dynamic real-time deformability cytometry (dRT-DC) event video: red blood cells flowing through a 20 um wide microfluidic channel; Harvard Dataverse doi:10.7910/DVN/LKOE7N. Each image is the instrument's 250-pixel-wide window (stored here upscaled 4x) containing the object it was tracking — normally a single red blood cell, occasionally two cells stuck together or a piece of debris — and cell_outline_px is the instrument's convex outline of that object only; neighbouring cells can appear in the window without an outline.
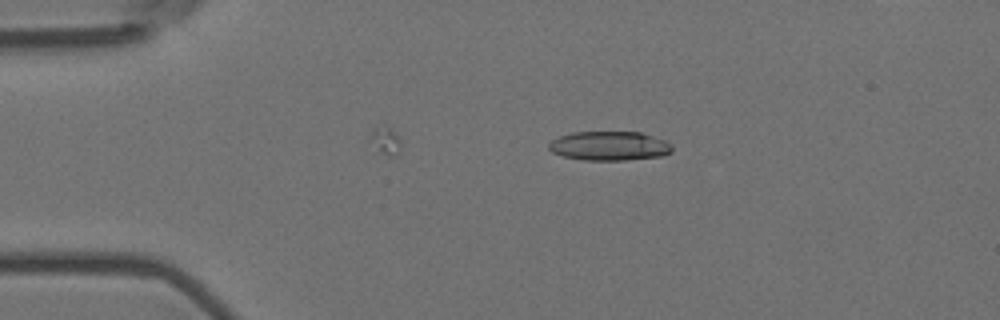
{"species": "Egyptian fruit bat (a non-hibernating species)", "species_latin": "Rousettus aegyptiacus", "temperature_condition": "room temperature", "stored_images_in_passage": 5, "camera_frame_rate_fps": 3000, "um_per_image_px": 0.085, "animal": {"sex": "female"}, "frame": {"image": 1, "passage_image": 3, "time_ms": 0.667, "image_size_px": [1000, 320], "cell_outline_px": [[672, 152], [664, 156], [624, 160], [584, 160], [564, 156], [552, 152], [548, 148], [548, 144], [552, 140], [560, 136], [572, 132], [640, 132], [664, 140], [672, 144]], "centroid_in_image_um": [51.81, 12.4], "position_along_channel_um": 33.2, "area_um2": 20.98}}
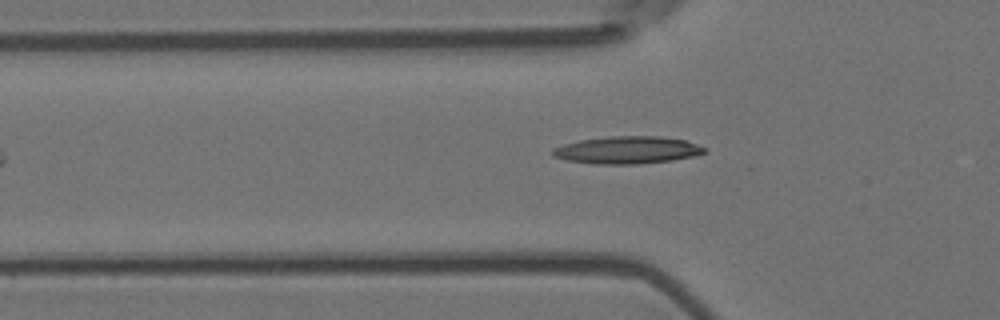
{"frame": {"image": 2, "passage_image": 5, "time_ms": 1.333, "image_size_px": [1000, 320], "cell_outline_px": [[708, 152], [696, 156], [672, 160], [636, 164], [596, 164], [568, 160], [552, 156], [552, 148], [564, 144], [580, 140], [612, 136], [660, 136], [684, 140], [708, 148]], "centroid_in_image_um": [53.36, 12.75], "position_along_channel_um": 72.4, "area_um2": 24.28}}